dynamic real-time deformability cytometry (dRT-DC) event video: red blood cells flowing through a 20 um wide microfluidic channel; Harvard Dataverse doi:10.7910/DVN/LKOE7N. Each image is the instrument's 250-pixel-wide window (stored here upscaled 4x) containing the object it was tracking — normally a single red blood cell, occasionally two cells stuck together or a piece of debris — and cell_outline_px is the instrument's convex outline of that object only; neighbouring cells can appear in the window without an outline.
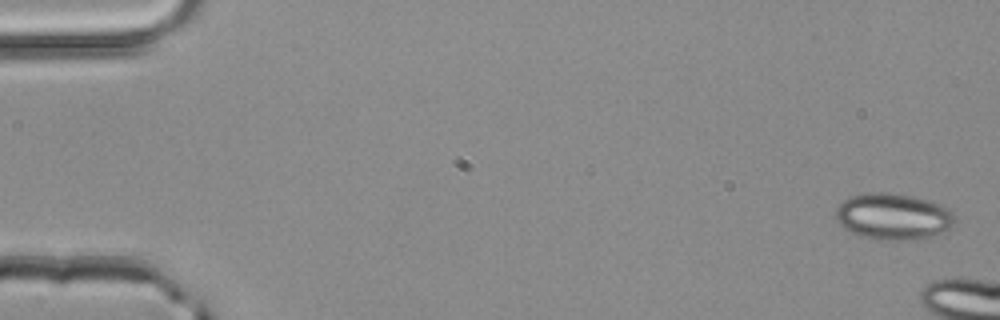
{"species": "common noctule bat (a hibernating species)", "species_latin": "Nyctalus noctula", "temperature_condition": "room temperature", "stored_images_in_passage": 3, "camera_frame_rate_fps": 3000, "um_per_image_px": 0.085, "animal": {"sex": "male", "body_mass_g": 20.4}, "frame": {"image": 1, "passage_image": 1, "time_ms": 0.0, "image_size_px": [1000, 320], "cell_outline_px": [[952, 224], [948, 228], [932, 236], [908, 240], [872, 240], [860, 236], [844, 228], [836, 220], [836, 208], [844, 200], [852, 196], [864, 192], [888, 192], [912, 196], [928, 200], [940, 204], [948, 208], [952, 216]], "centroid_in_image_um": [75.85, 18.4], "position_along_channel_um": 9.1, "area_um2": 32.02}}